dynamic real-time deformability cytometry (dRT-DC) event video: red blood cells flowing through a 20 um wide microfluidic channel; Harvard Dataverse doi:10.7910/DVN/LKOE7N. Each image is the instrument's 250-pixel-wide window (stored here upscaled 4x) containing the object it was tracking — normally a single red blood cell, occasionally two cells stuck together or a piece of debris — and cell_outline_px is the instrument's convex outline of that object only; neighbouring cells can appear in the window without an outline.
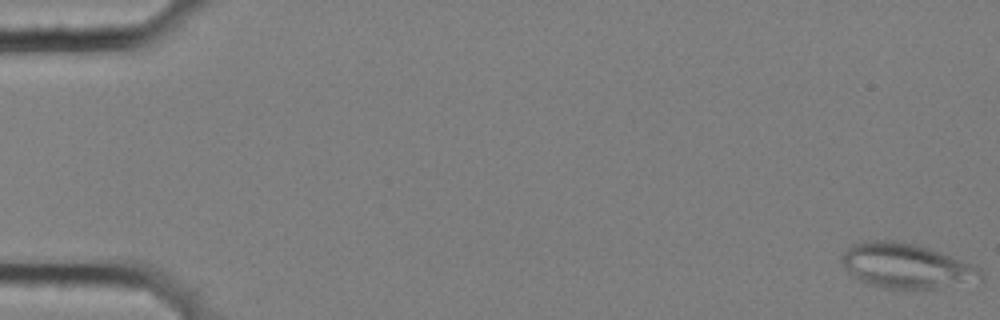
{"species": "common noctule bat (a hibernating species)", "species_latin": "Nyctalus noctula", "temperature_condition": "cold", "stored_images_in_passage": 6, "camera_frame_rate_fps": 3000, "um_per_image_px": 0.085, "animal": {"sex": "female", "body_mass_g": 25.1}, "frame": {"image": 1, "passage_image": 1, "time_ms": 0.0, "image_size_px": [1000, 320], "cell_outline_px": [[984, 280], [940, 288], [884, 288], [856, 280], [844, 268], [840, 260], [840, 256], [852, 244], [864, 240], [896, 240], [928, 248], [952, 256], [972, 264], [980, 268], [984, 272]], "centroid_in_image_um": [77.03, 22.6], "position_along_channel_um": 8.0, "area_um2": 36.65}}